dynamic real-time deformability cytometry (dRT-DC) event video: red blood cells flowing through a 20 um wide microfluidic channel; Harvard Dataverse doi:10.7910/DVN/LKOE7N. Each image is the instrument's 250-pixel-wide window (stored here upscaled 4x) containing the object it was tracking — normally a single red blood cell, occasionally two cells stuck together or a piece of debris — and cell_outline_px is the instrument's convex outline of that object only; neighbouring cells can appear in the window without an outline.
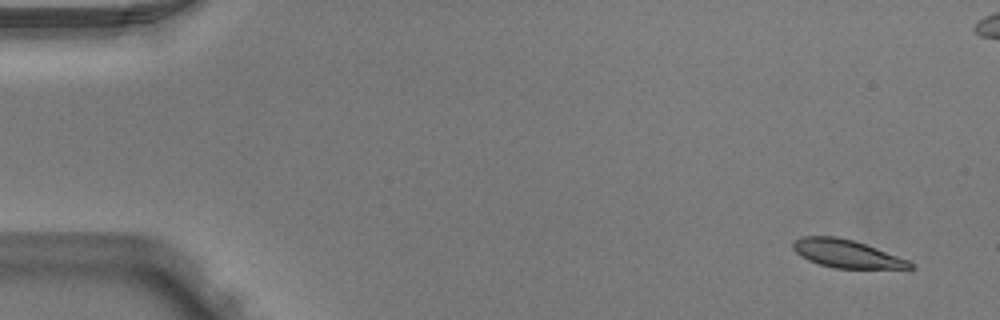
{"species": "Egyptian fruit bat (a non-hibernating species)", "species_latin": "Rousettus aegyptiacus", "temperature_condition": "warm", "stored_images_in_passage": 3, "camera_frame_rate_fps": 3000, "um_per_image_px": 0.085, "animal": {"sex": "male"}, "frame": {"image": 1, "passage_image": 3, "time_ms": 0.667, "image_size_px": [1000, 320], "cell_outline_px": [[916, 268], [836, 268], [820, 264], [808, 260], [800, 256], [792, 248], [792, 240], [804, 236], [836, 236], [852, 240], [876, 248], [908, 260], [916, 264]], "centroid_in_image_um": [71.93, 21.56], "position_along_channel_um": 13.1, "area_um2": 18.96}}